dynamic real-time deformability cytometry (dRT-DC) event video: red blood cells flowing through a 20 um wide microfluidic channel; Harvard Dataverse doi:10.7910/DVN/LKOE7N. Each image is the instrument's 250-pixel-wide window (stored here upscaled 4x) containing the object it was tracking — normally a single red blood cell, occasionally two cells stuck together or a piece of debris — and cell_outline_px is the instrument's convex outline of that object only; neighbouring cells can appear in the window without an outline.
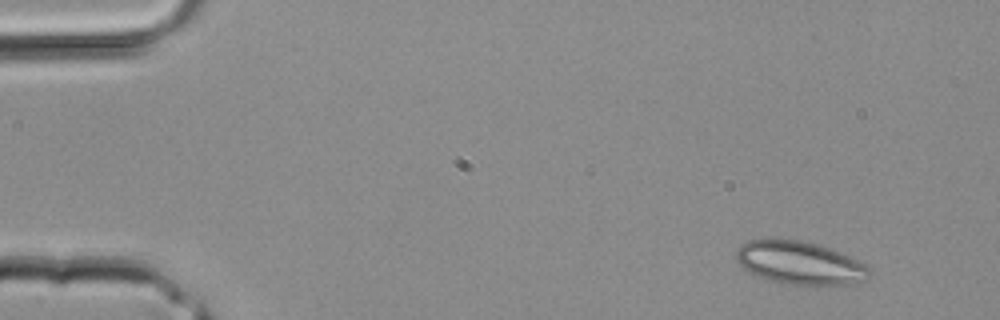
{"species": "common noctule bat (a hibernating species)", "species_latin": "Nyctalus noctula", "temperature_condition": "room temperature", "stored_images_in_passage": 2, "camera_frame_rate_fps": 3000, "um_per_image_px": 0.085, "animal": {"sex": "male", "body_mass_g": 20.4}, "frame": {"image": 1, "passage_image": 1, "time_ms": 0.0, "image_size_px": [1000, 320], "cell_outline_px": [[872, 272], [868, 280], [848, 284], [788, 284], [772, 280], [748, 272], [736, 260], [736, 252], [740, 244], [748, 240], [764, 236], [800, 240], [816, 244], [840, 252], [864, 264]], "centroid_in_image_um": [67.93, 22.3], "position_along_channel_um": 17.1, "area_um2": 33.58}}